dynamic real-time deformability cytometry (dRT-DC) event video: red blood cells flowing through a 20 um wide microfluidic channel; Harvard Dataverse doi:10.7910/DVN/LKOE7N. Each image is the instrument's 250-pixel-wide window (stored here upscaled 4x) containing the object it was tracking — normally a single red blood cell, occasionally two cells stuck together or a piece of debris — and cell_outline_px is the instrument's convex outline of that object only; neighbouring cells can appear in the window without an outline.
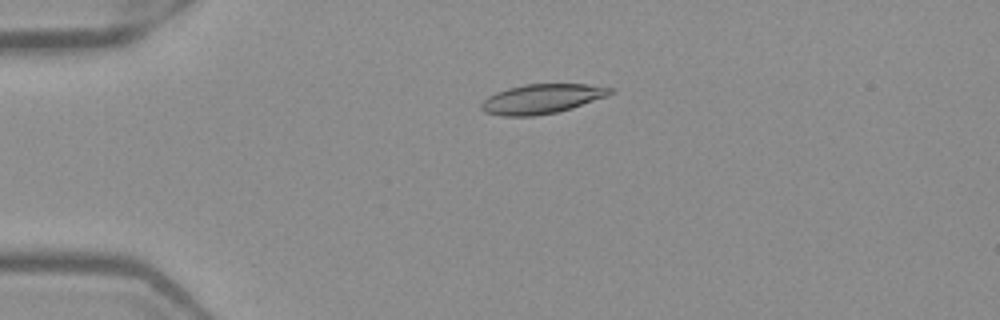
{"species": "Egyptian fruit bat (a non-hibernating species)", "species_latin": "Rousettus aegyptiacus", "temperature_condition": "warm", "stored_images_in_passage": 52, "camera_frame_rate_fps": 3000, "um_per_image_px": 0.085, "frame": {"image": 1, "passage_image": 13, "time_ms": 4.0, "image_size_px": [1000, 320], "cell_outline_px": [[612, 92], [608, 96], [572, 108], [556, 112], [532, 116], [504, 116], [484, 112], [480, 108], [480, 104], [488, 96], [496, 92], [508, 88], [524, 84], [588, 84], [612, 88]], "centroid_in_image_um": [46.04, 8.4], "position_along_channel_um": 39.0, "area_um2": 22.14}}
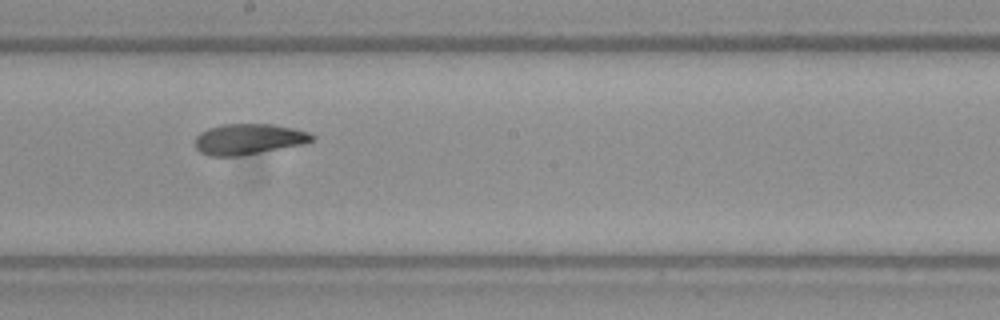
{"frame": {"image": 2, "passage_image": 30, "time_ms": 9.667, "image_size_px": [1000, 320], "cell_outline_px": [[316, 136], [312, 140], [304, 144], [260, 152], [236, 156], [208, 156], [200, 152], [196, 148], [196, 136], [200, 132], [208, 128], [224, 124], [272, 124], [292, 128], [308, 132]], "centroid_in_image_um": [21.12, 11.82], "position_along_channel_um": 227.1, "area_um2": 20.81}}
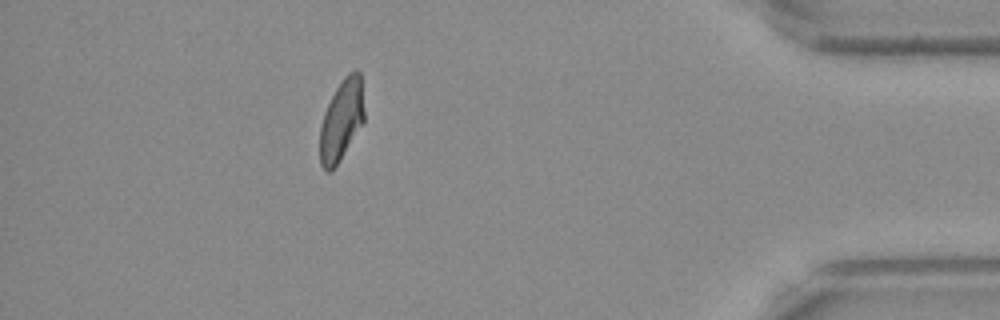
{"frame": {"image": 3, "passage_image": 47, "time_ms": 15.333, "image_size_px": [1000, 320], "cell_outline_px": [[364, 120], [332, 172], [324, 172], [320, 164], [320, 124], [324, 112], [336, 88], [344, 76], [348, 72], [356, 68], [360, 72], [364, 112]], "centroid_in_image_um": [29.0, 10.21], "position_along_channel_um": 406.2, "area_um2": 20.87}, "authors_computed_cell_mechanics": {"area_um2": 21.5594, "velocity_mm_per_s": 3.9653, "shape_relaxation_time_tau1_ms": 11.0986, "shape_relaxation_time_tau2_ms": 2.4919, "deformation_change_tau1": 0.2689, "deformation_change_tau2": 0.0803}}